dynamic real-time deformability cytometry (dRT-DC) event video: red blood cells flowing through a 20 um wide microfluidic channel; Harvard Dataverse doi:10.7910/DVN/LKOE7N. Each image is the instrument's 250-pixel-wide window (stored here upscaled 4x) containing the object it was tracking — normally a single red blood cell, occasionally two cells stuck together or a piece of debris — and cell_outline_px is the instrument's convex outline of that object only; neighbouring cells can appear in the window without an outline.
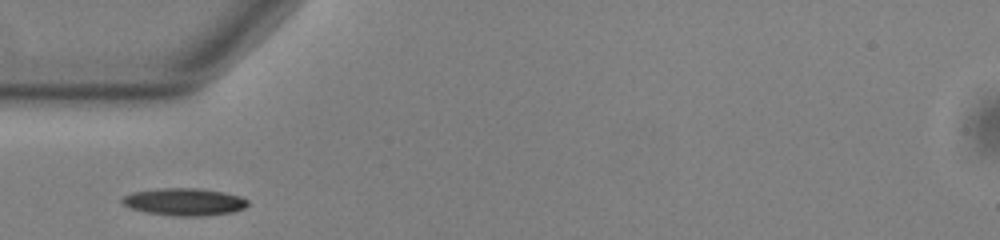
{"species": "common noctule bat (a hibernating species)", "species_latin": "Nyctalus noctula", "temperature_condition": "warm", "stored_images_in_passage": 38, "camera_frame_rate_fps": 3000, "um_per_image_px": 0.085, "animal": {"sex": "male", "body_mass_g": 13.0, "forearm_length_mm": 53.1}, "frame": {"image": 1, "passage_image": 1, "time_ms": 0.0, "image_size_px": [1000, 240], "cell_outline_px": [[248, 204], [244, 208], [232, 212], [200, 216], [176, 216], [144, 212], [132, 208], [124, 204], [120, 200], [124, 196], [132, 192], [156, 188], [200, 188], [224, 192], [240, 196], [248, 200]], "centroid_in_image_um": [15.66, 17.15], "position_along_channel_um": 69.3, "area_um2": 20.06}}
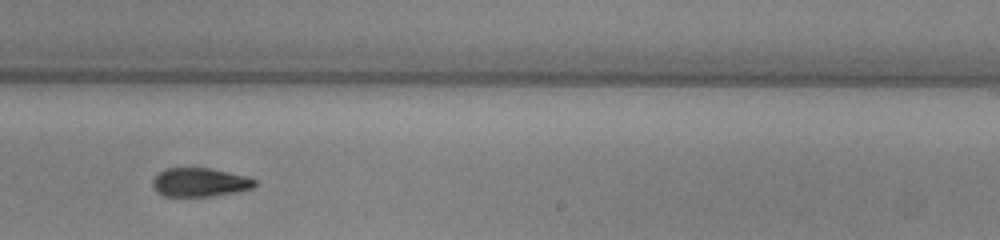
{"frame": {"image": 2, "passage_image": 17, "time_ms": 5.333, "image_size_px": [1000, 240], "cell_outline_px": [[256, 184], [252, 188], [236, 192], [212, 196], [164, 196], [156, 192], [152, 188], [152, 180], [156, 172], [164, 168], [212, 168], [248, 176], [256, 180]], "centroid_in_image_um": [16.94, 15.48], "position_along_channel_um": 272.1, "area_um2": 17.46}}
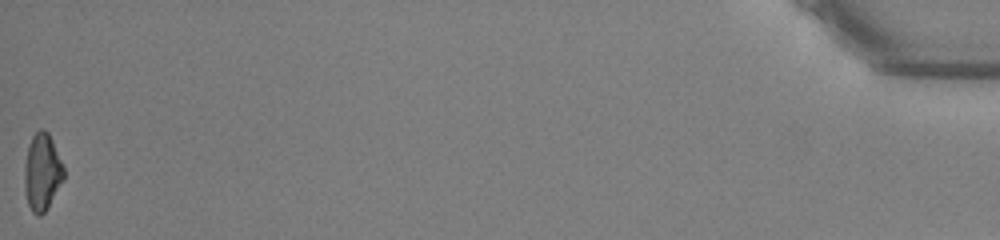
{"frame": {"image": 3, "passage_image": 38, "time_ms": 12.333, "image_size_px": [1000, 240], "cell_outline_px": [[64, 180], [48, 208], [40, 216], [36, 216], [32, 212], [28, 204], [24, 188], [24, 168], [28, 148], [32, 136], [40, 128], [44, 128], [48, 132], [52, 140], [64, 168]], "centroid_in_image_um": [3.58, 14.65], "position_along_channel_um": 431.6, "area_um2": 17.74}, "authors_computed_cell_mechanics": {"area_um2": 18.1781, "velocity_mm_per_s": 3.7976, "shape_relaxation_time_tau1_ms": 6.6225, "shape_relaxation_time_tau2_ms": 4.1655, "deformation_change_tau1": 0.1698, "deformation_change_tau2": 0.1154}}